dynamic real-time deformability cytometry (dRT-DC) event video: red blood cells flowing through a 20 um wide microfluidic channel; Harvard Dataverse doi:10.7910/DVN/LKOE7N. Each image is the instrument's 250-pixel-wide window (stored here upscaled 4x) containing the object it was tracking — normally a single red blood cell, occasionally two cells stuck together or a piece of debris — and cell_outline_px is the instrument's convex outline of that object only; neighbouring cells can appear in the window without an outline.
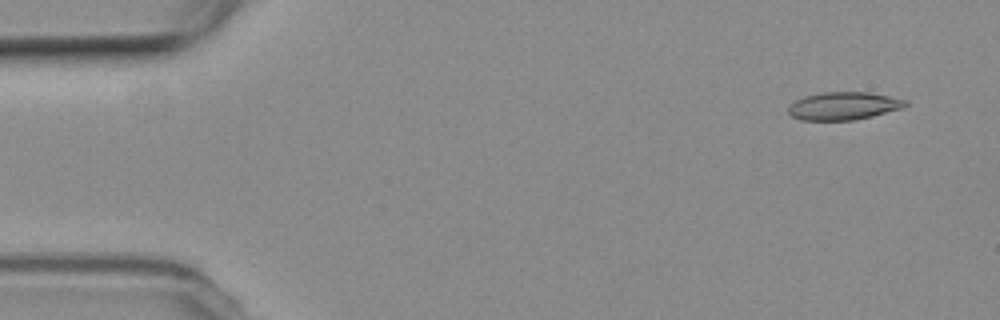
{"species": "common noctule bat (a hibernating species)", "species_latin": "Nyctalus noctula", "temperature_condition": "room temperature", "stored_images_in_passage": 4, "camera_frame_rate_fps": 3000, "um_per_image_px": 0.085, "animal": {"sex": "female", "body_mass_g": 19.3, "forearm_length_mm": 54.1}, "frame": {"image": 1, "passage_image": 1, "time_ms": 0.0, "image_size_px": [1000, 320], "cell_outline_px": [[908, 104], [904, 108], [856, 120], [800, 120], [792, 116], [788, 112], [788, 108], [796, 100], [804, 96], [824, 92], [868, 92], [908, 100]], "centroid_in_image_um": [71.73, 9.01], "position_along_channel_um": 13.3, "area_um2": 19.02}}
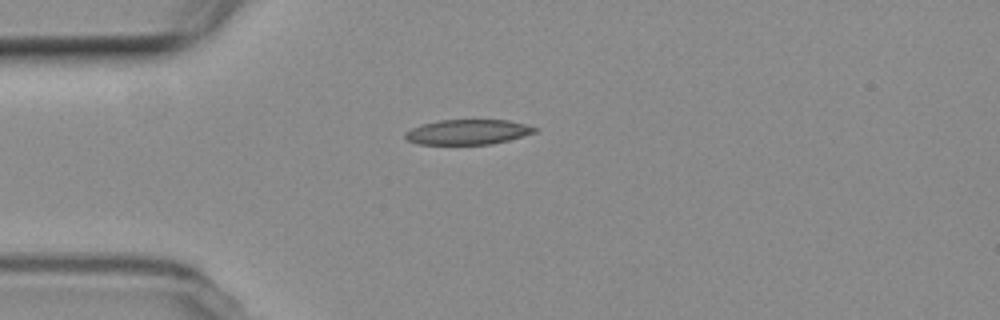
{"frame": {"image": 2, "passage_image": 4, "time_ms": 3.667, "image_size_px": [1000, 320], "cell_outline_px": [[536, 132], [508, 140], [492, 144], [416, 144], [408, 140], [404, 136], [404, 132], [412, 128], [424, 124], [440, 120], [508, 120], [524, 124], [536, 128]], "centroid_in_image_um": [39.73, 11.22], "position_along_channel_um": 45.3, "area_um2": 18.67}}